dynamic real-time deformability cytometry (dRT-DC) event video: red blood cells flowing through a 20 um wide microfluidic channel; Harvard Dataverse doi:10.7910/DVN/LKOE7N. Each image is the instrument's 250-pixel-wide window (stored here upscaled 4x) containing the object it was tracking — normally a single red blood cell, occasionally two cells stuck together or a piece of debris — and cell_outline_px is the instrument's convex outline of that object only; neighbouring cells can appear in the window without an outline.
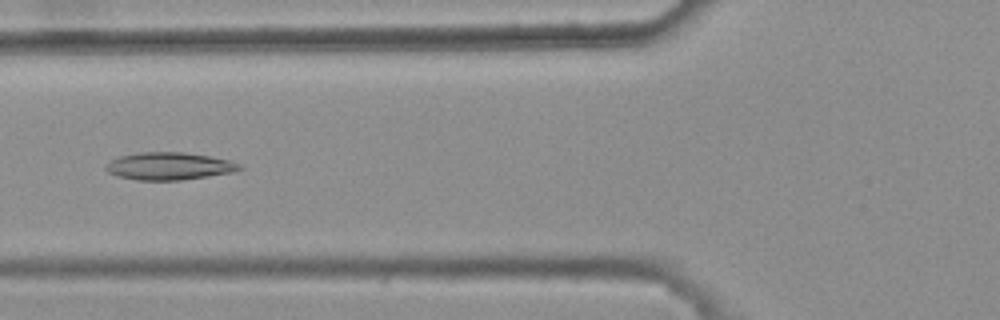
{"species": "common noctule bat (a hibernating species)", "species_latin": "Nyctalus noctula", "temperature_condition": "warm", "stored_images_in_passage": 8, "camera_frame_rate_fps": 3000, "um_per_image_px": 0.085, "animal": {"sex": "female", "body_mass_g": 25.1}, "frame": {"image": 1, "passage_image": 5, "time_ms": 1.333, "image_size_px": [1000, 320], "cell_outline_px": [[244, 168], [236, 172], [180, 180], [136, 180], [116, 176], [108, 172], [104, 168], [112, 160], [120, 156], [140, 152], [184, 152], [208, 156], [228, 160], [244, 164]], "centroid_in_image_um": [14.42, 14.12], "position_along_channel_um": 111.4, "area_um2": 21.5}}
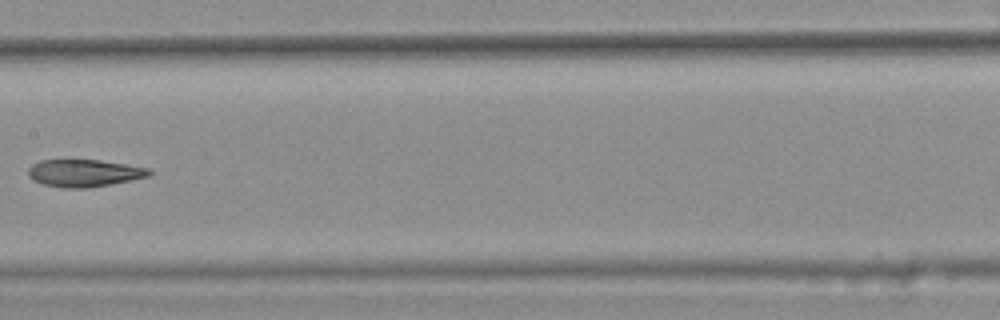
{"frame": {"image": 2, "passage_image": 7, "time_ms": 2.0, "image_size_px": [1000, 320], "cell_outline_px": [[152, 176], [112, 184], [88, 188], [64, 188], [44, 184], [32, 180], [28, 176], [28, 168], [32, 164], [40, 160], [100, 160], [148, 168], [152, 172]], "centroid_in_image_um": [7.16, 14.72], "position_along_channel_um": 200.2, "area_um2": 19.36}}
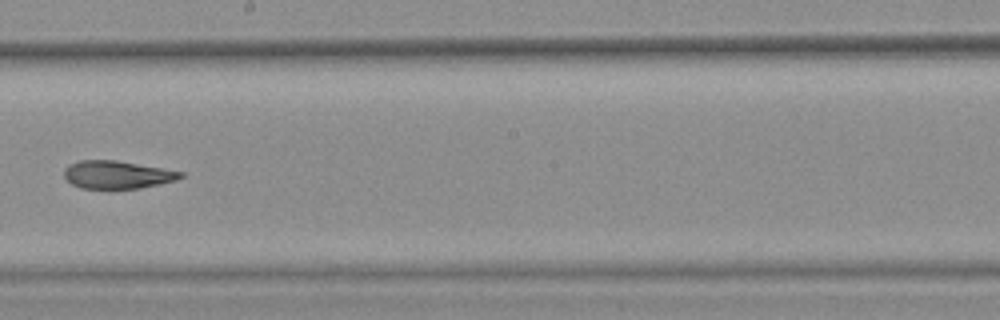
{"frame": {"image": 3, "passage_image": 8, "time_ms": 2.333, "image_size_px": [1000, 320], "cell_outline_px": [[184, 176], [176, 180], [160, 184], [140, 188], [80, 188], [72, 184], [64, 176], [64, 168], [68, 164], [80, 160], [116, 160], [184, 172]], "centroid_in_image_um": [9.95, 14.84], "position_along_channel_um": 238.3, "area_um2": 18.84}}